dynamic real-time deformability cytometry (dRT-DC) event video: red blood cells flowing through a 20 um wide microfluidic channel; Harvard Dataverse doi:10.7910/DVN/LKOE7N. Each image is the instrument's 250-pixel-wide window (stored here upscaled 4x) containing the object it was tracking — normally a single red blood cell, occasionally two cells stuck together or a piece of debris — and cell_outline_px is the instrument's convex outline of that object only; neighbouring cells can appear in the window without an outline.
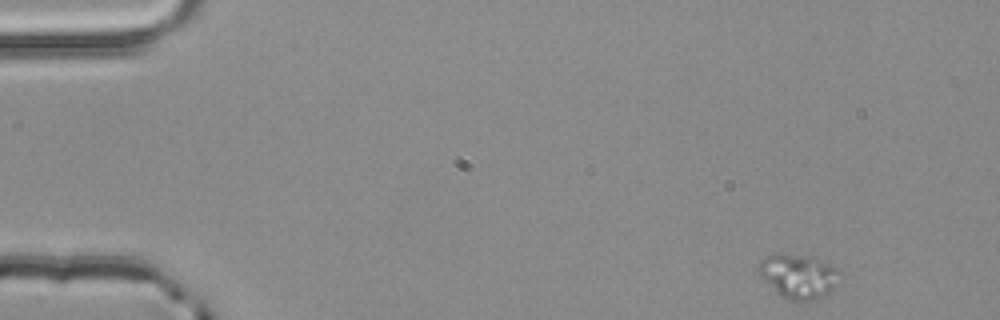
{"species": "common noctule bat (a hibernating species)", "species_latin": "Nyctalus noctula", "temperature_condition": "room temperature", "stored_images_in_passage": 3, "camera_frame_rate_fps": 3000, "um_per_image_px": 0.085, "animal": {"sex": "male", "body_mass_g": 20.4}, "frame": {"image": 1, "passage_image": 1, "time_ms": 0.0, "image_size_px": [1000, 320], "cell_outline_px": [[844, 276], [824, 296], [808, 304], [800, 304], [788, 300], [780, 296], [760, 276], [756, 268], [756, 264], [760, 260], [768, 256], [780, 252], [812, 256], [824, 260], [836, 268]], "centroid_in_image_um": [67.88, 23.49], "position_along_channel_um": 17.1, "area_um2": 21.96}}
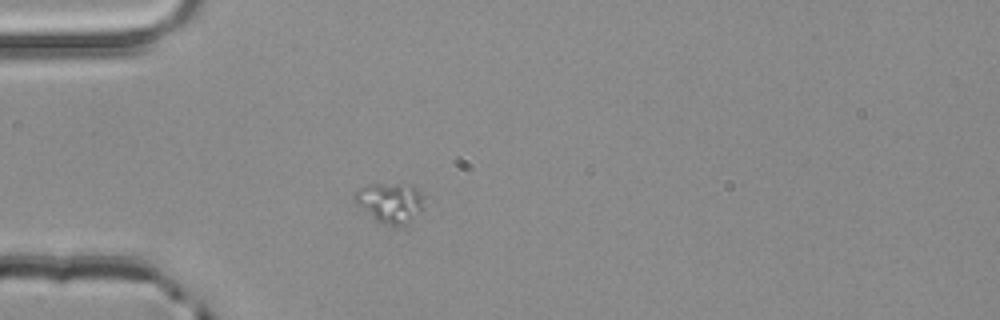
{"frame": {"image": 2, "passage_image": 3, "time_ms": 0.667, "image_size_px": [1000, 320], "cell_outline_px": [[424, 208], [420, 212], [404, 224], [392, 224], [376, 220], [356, 204], [352, 196], [356, 188], [368, 184], [412, 184], [424, 196]], "centroid_in_image_um": [33.14, 17.16], "position_along_channel_um": 51.9, "area_um2": 16.13}}